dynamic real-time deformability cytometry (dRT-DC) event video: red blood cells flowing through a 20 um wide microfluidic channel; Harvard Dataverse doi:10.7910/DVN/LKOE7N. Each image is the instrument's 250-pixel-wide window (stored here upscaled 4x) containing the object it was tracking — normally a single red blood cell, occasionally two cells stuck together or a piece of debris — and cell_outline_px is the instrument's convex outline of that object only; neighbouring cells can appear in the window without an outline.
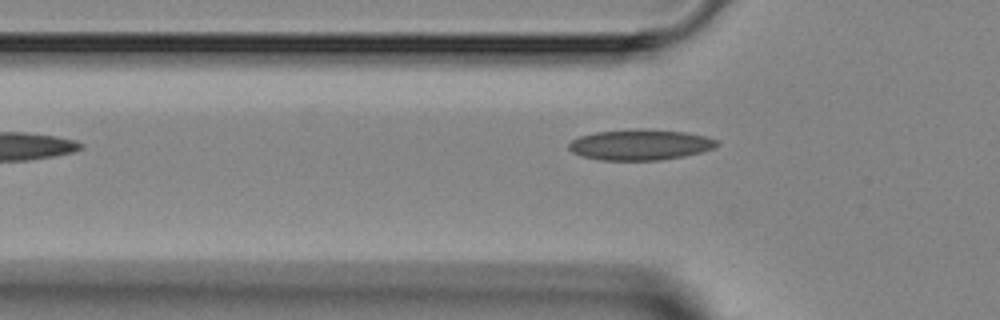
{"species": "Egyptian fruit bat (a non-hibernating species)", "species_latin": "Rousettus aegyptiacus", "temperature_condition": "room temperature", "stored_images_in_passage": 4, "camera_frame_rate_fps": 3000, "um_per_image_px": 0.085, "animal": {"sex": "female"}, "frame": {"image": 1, "passage_image": 4, "time_ms": 3.667, "image_size_px": [1000, 320], "cell_outline_px": [[720, 144], [712, 148], [700, 152], [684, 156], [660, 160], [600, 160], [580, 156], [572, 152], [568, 148], [568, 144], [572, 140], [580, 136], [596, 132], [636, 128], [684, 132], [708, 136], [716, 140]], "centroid_in_image_um": [54.39, 12.3], "position_along_channel_um": 71.4, "area_um2": 26.53}}